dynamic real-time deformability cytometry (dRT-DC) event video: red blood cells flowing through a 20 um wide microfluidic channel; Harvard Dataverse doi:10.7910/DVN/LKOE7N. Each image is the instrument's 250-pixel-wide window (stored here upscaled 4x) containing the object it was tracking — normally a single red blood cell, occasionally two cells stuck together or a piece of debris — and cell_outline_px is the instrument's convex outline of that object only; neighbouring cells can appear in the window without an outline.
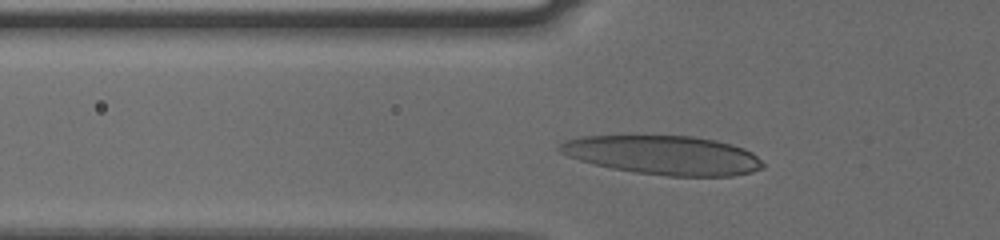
{"species": "human", "species_latin": "Homo sapiens", "temperature_condition": "cold", "stored_images_in_passage": 37, "camera_frame_rate_fps": 3000, "um_per_image_px": 0.085, "donor": {"sex": "male"}, "frame": {"image": 1, "passage_image": 10, "time_ms": 3.0, "image_size_px": [1000, 240], "cell_outline_px": [[764, 168], [752, 172], [732, 176], [668, 176], [636, 172], [612, 168], [580, 160], [568, 156], [560, 152], [556, 148], [564, 140], [584, 136], [692, 136], [716, 140], [732, 144], [744, 148], [752, 152], [764, 164]], "centroid_in_image_um": [56.41, 13.18], "position_along_channel_um": 69.4, "area_um2": 46.07}}
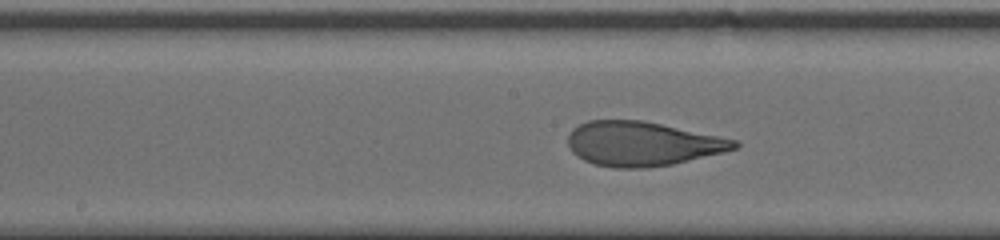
{"frame": {"image": 2, "passage_image": 20, "time_ms": 6.333, "image_size_px": [1000, 240], "cell_outline_px": [[740, 148], [724, 152], [672, 164], [644, 168], [616, 168], [596, 164], [584, 160], [576, 156], [572, 152], [568, 144], [568, 136], [572, 128], [588, 120], [644, 120], [736, 140], [740, 144]], "centroid_in_image_um": [54.58, 12.21], "position_along_channel_um": 193.6, "area_um2": 42.95}}
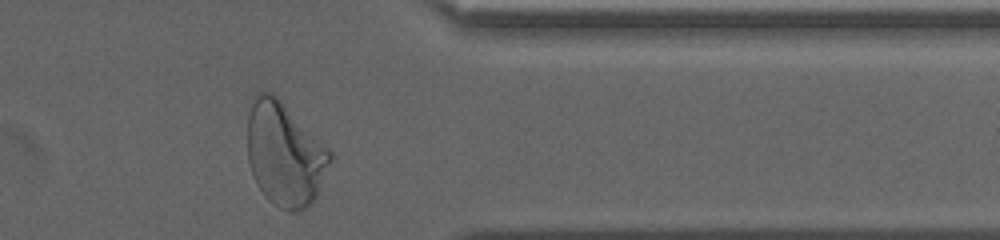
{"frame": {"image": 3, "passage_image": 36, "time_ms": 11.667, "image_size_px": [1000, 240], "cell_outline_px": [[336, 156], [316, 196], [300, 212], [288, 212], [272, 204], [264, 196], [256, 184], [252, 176], [248, 160], [248, 116], [252, 96], [256, 92], [272, 92]], "centroid_in_image_um": [24.2, 13.13], "position_along_channel_um": 387.2, "area_um2": 50.29}, "authors_computed_cell_mechanics": {"area_um2": 43.0032, "velocity_mm_per_s": 3.7851, "shape_relaxation_time_tau1_ms": 6.2839, "shape_relaxation_time_tau2_ms": 0.8157, "deformation_change_tau1": 0.2513, "deformation_change_tau2": 0.0843}}